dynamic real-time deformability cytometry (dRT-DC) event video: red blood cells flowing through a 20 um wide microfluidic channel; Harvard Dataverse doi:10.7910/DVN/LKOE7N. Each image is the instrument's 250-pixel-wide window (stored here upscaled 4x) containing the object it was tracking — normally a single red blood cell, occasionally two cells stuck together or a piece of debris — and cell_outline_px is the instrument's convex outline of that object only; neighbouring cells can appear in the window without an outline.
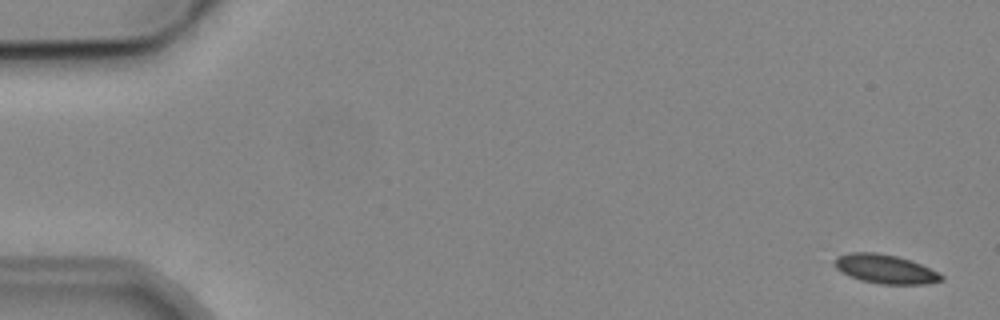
{"species": "common noctule bat (a hibernating species)", "species_latin": "Nyctalus noctula", "temperature_condition": "cold", "stored_images_in_passage": 5, "camera_frame_rate_fps": 3000, "um_per_image_px": 0.085, "animal": {"sex": "male", "body_mass_g": 19.2, "forearm_length_mm": 51.8}, "frame": {"image": 1, "passage_image": 1, "time_ms": 0.0, "image_size_px": [1000, 320], "cell_outline_px": [[944, 280], [924, 284], [880, 284], [860, 280], [840, 272], [832, 264], [836, 256], [848, 252], [876, 252], [896, 256], [920, 264], [940, 272], [944, 276]], "centroid_in_image_um": [75.21, 22.86], "position_along_channel_um": 9.8, "area_um2": 18.21}}